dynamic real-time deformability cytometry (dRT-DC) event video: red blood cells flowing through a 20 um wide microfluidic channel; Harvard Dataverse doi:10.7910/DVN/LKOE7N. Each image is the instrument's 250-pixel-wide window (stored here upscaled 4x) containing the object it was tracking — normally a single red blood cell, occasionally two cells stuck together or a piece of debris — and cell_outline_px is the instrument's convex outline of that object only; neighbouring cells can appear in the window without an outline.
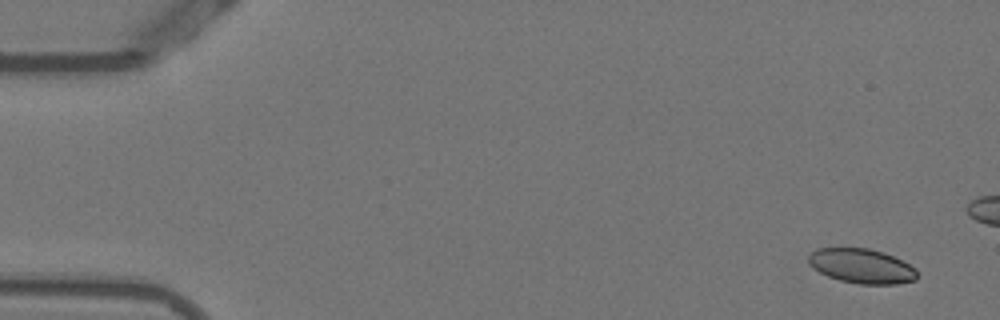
{"species": "Egyptian fruit bat (a non-hibernating species)", "species_latin": "Rousettus aegyptiacus", "temperature_condition": "warm", "stored_images_in_passage": 15, "camera_frame_rate_fps": 3000, "um_per_image_px": 0.085, "animal": {"sex": "female"}, "frame": {"image": 1, "passage_image": 1, "time_ms": 0.0, "image_size_px": [1000, 320], "cell_outline_px": [[916, 280], [896, 284], [860, 284], [840, 280], [828, 276], [812, 268], [808, 264], [808, 256], [816, 248], [868, 248], [884, 252], [916, 268]], "centroid_in_image_um": [73.21, 22.61], "position_along_channel_um": 11.8, "area_um2": 21.85}}